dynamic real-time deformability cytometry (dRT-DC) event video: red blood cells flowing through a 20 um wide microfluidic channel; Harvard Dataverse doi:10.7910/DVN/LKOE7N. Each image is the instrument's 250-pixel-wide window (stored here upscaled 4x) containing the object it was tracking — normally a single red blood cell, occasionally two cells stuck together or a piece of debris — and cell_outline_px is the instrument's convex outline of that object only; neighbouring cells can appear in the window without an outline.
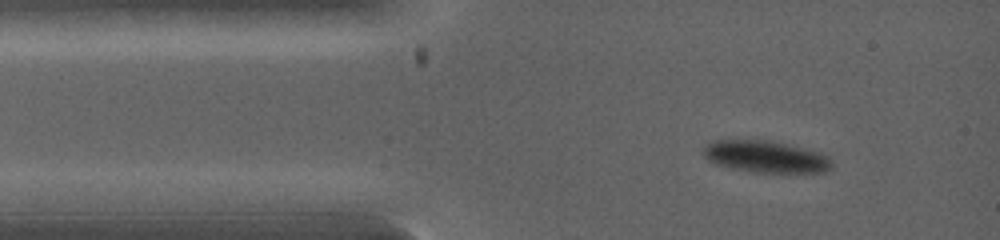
{"species": "common noctule bat (a hibernating species)", "species_latin": "Nyctalus noctula", "temperature_condition": "warm", "stored_images_in_passage": 7, "camera_frame_rate_fps": 5000, "um_per_image_px": 0.085, "animal": {"sex": "female", "body_mass_g": 19.0, "forearm_length_mm": 53.3}, "frame": {"image": 1, "passage_image": 1, "time_ms": 0.0, "image_size_px": [1000, 240], "cell_outline_px": [[832, 168], [824, 172], [756, 172], [732, 168], [716, 164], [708, 160], [700, 152], [704, 144], [712, 140], [772, 140], [820, 152], [828, 156], [832, 160]], "centroid_in_image_um": [65.05, 13.3], "position_along_channel_um": 20.0, "area_um2": 24.1}}
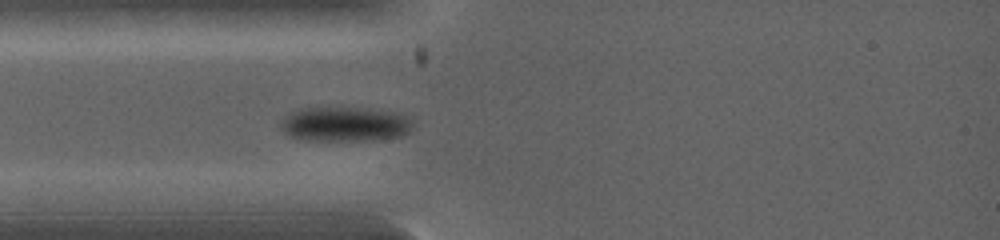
{"frame": {"image": 2, "passage_image": 7, "time_ms": 1.2, "image_size_px": [1000, 240], "cell_outline_px": [[412, 124], [408, 132], [400, 136], [360, 140], [316, 140], [292, 136], [284, 132], [280, 124], [284, 116], [288, 112], [300, 108], [340, 104], [396, 112], [412, 120]], "centroid_in_image_um": [29.26, 10.47], "position_along_channel_um": 55.7, "area_um2": 27.17}}